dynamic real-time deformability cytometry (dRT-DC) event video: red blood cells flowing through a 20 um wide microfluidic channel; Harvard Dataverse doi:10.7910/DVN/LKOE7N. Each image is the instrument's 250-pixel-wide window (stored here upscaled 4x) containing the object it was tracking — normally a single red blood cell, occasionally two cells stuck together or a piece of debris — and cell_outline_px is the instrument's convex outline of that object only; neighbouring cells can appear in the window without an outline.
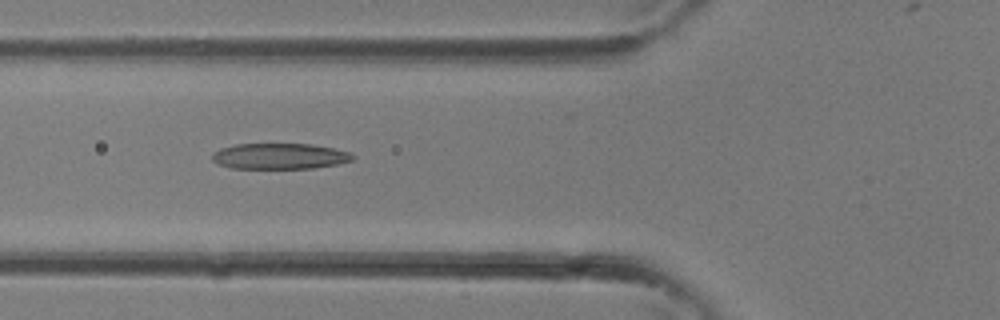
{"species": "common noctule bat (a hibernating species)", "species_latin": "Nyctalus noctula", "temperature_condition": "room temperature", "stored_images_in_passage": 34, "camera_frame_rate_fps": 3000, "um_per_image_px": 0.085, "animal": {"sex": "female"}, "frame": {"image": 1, "passage_image": 13, "time_ms": 4.0, "image_size_px": [1000, 320], "cell_outline_px": [[356, 156], [352, 160], [336, 164], [312, 168], [232, 168], [220, 164], [212, 160], [212, 152], [220, 148], [236, 144], [312, 144], [352, 152]], "centroid_in_image_um": [23.78, 13.27], "position_along_channel_um": 102.0, "area_um2": 21.1}}
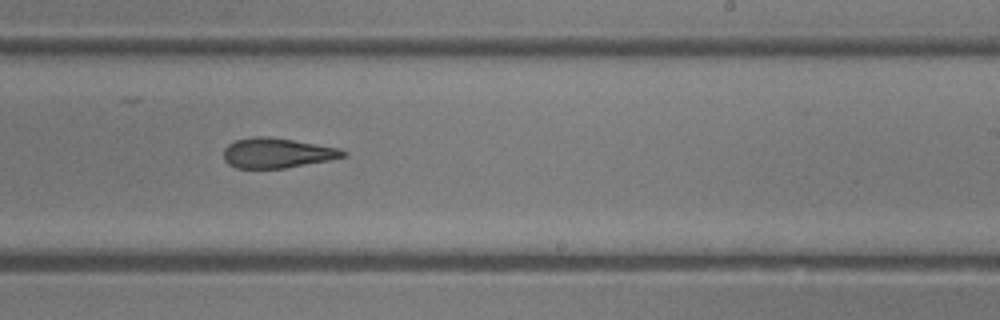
{"frame": {"image": 2, "passage_image": 21, "time_ms": 6.667, "image_size_px": [1000, 320], "cell_outline_px": [[348, 156], [328, 160], [284, 168], [236, 168], [228, 164], [224, 160], [224, 148], [228, 144], [236, 140], [256, 136], [260, 136], [292, 140], [340, 148], [348, 152]], "centroid_in_image_um": [23.55, 13.01], "position_along_channel_um": 265.4, "area_um2": 20.69}}
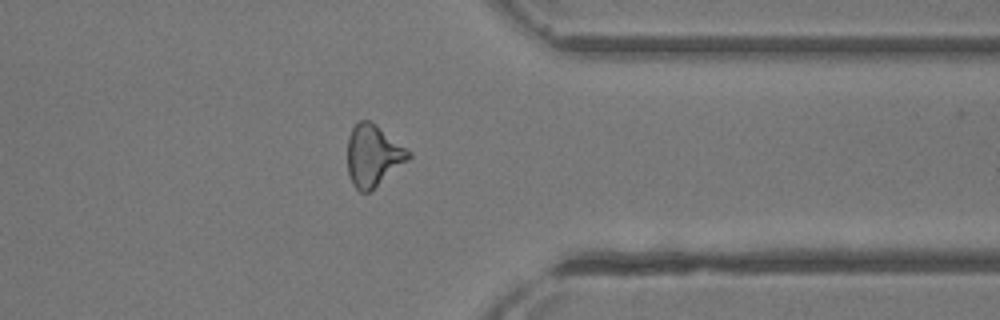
{"frame": {"image": 3, "passage_image": 27, "time_ms": 8.667, "image_size_px": [1000, 320], "cell_outline_px": [[412, 156], [408, 160], [368, 192], [360, 192], [352, 184], [348, 172], [348, 136], [352, 128], [360, 120], [368, 120], [376, 124], [412, 152]], "centroid_in_image_um": [31.71, 13.2], "position_along_channel_um": 379.7, "area_um2": 21.68}}